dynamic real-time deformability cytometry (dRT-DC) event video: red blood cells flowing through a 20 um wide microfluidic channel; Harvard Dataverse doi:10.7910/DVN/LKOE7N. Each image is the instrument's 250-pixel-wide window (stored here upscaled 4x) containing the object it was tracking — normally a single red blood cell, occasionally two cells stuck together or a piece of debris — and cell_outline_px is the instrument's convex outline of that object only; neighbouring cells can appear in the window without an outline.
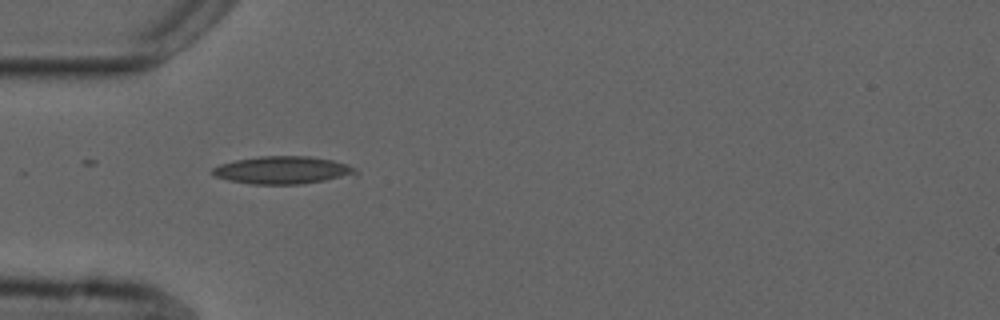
{"species": "common noctule bat (a hibernating species)", "species_latin": "Nyctalus noctula", "temperature_condition": "cold", "stored_images_in_passage": 2, "camera_frame_rate_fps": 3000, "um_per_image_px": 0.085, "animal": {"sex": "male", "forearm_length_mm": 52.5}, "frame": {"image": 1, "passage_image": 1, "time_ms": 0.0, "image_size_px": [1000, 320], "cell_outline_px": [[356, 176], [300, 184], [248, 184], [228, 180], [212, 176], [212, 168], [220, 164], [236, 160], [260, 156], [308, 156], [332, 160], [348, 164], [356, 168]], "centroid_in_image_um": [24.04, 14.47], "position_along_channel_um": 61.0, "area_um2": 23.29}}
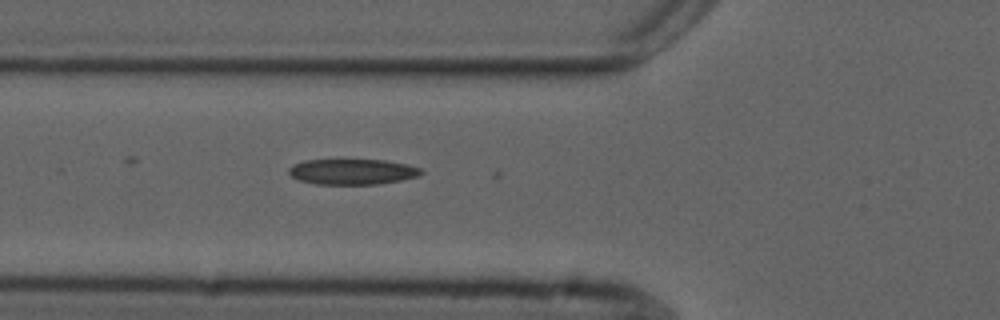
{"frame": {"image": 2, "passage_image": 2, "time_ms": 1.0, "image_size_px": [1000, 320], "cell_outline_px": [[424, 172], [416, 176], [400, 180], [376, 184], [316, 184], [300, 180], [292, 176], [288, 172], [288, 168], [292, 164], [304, 160], [384, 160], [408, 164], [420, 168]], "centroid_in_image_um": [29.92, 14.59], "position_along_channel_um": 95.9, "area_um2": 19.59}}